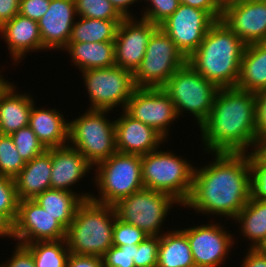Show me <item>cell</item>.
<instances>
[{
  "mask_svg": "<svg viewBox=\"0 0 266 267\" xmlns=\"http://www.w3.org/2000/svg\"><path fill=\"white\" fill-rule=\"evenodd\" d=\"M258 142L266 137V90L255 93Z\"/></svg>",
  "mask_w": 266,
  "mask_h": 267,
  "instance_id": "b9f144b4",
  "label": "cell"
},
{
  "mask_svg": "<svg viewBox=\"0 0 266 267\" xmlns=\"http://www.w3.org/2000/svg\"><path fill=\"white\" fill-rule=\"evenodd\" d=\"M6 80L3 78L2 74H0V87Z\"/></svg>",
  "mask_w": 266,
  "mask_h": 267,
  "instance_id": "db71d44e",
  "label": "cell"
},
{
  "mask_svg": "<svg viewBox=\"0 0 266 267\" xmlns=\"http://www.w3.org/2000/svg\"><path fill=\"white\" fill-rule=\"evenodd\" d=\"M215 22L206 11L179 4L177 10L159 27L174 41L183 55L189 58Z\"/></svg>",
  "mask_w": 266,
  "mask_h": 267,
  "instance_id": "7c38bea8",
  "label": "cell"
},
{
  "mask_svg": "<svg viewBox=\"0 0 266 267\" xmlns=\"http://www.w3.org/2000/svg\"><path fill=\"white\" fill-rule=\"evenodd\" d=\"M218 89L188 62L163 87L174 103L177 116L183 114V111H189L197 119L199 127L212 110Z\"/></svg>",
  "mask_w": 266,
  "mask_h": 267,
  "instance_id": "ba28073f",
  "label": "cell"
},
{
  "mask_svg": "<svg viewBox=\"0 0 266 267\" xmlns=\"http://www.w3.org/2000/svg\"><path fill=\"white\" fill-rule=\"evenodd\" d=\"M234 219L241 224L242 236L252 242L250 248H257L266 238V200L250 197Z\"/></svg>",
  "mask_w": 266,
  "mask_h": 267,
  "instance_id": "f1b7e54d",
  "label": "cell"
},
{
  "mask_svg": "<svg viewBox=\"0 0 266 267\" xmlns=\"http://www.w3.org/2000/svg\"><path fill=\"white\" fill-rule=\"evenodd\" d=\"M33 107L29 127L46 149L62 147L69 143V122L55 109Z\"/></svg>",
  "mask_w": 266,
  "mask_h": 267,
  "instance_id": "cb8c5ba5",
  "label": "cell"
},
{
  "mask_svg": "<svg viewBox=\"0 0 266 267\" xmlns=\"http://www.w3.org/2000/svg\"><path fill=\"white\" fill-rule=\"evenodd\" d=\"M109 1L124 18H134V16H132L129 13L128 8L130 5L137 2L138 0H109Z\"/></svg>",
  "mask_w": 266,
  "mask_h": 267,
  "instance_id": "c3c4849f",
  "label": "cell"
},
{
  "mask_svg": "<svg viewBox=\"0 0 266 267\" xmlns=\"http://www.w3.org/2000/svg\"><path fill=\"white\" fill-rule=\"evenodd\" d=\"M221 21L246 45L266 42V0H239L222 12Z\"/></svg>",
  "mask_w": 266,
  "mask_h": 267,
  "instance_id": "e0dca14e",
  "label": "cell"
},
{
  "mask_svg": "<svg viewBox=\"0 0 266 267\" xmlns=\"http://www.w3.org/2000/svg\"><path fill=\"white\" fill-rule=\"evenodd\" d=\"M241 263V267H266V254H263L257 248L249 247Z\"/></svg>",
  "mask_w": 266,
  "mask_h": 267,
  "instance_id": "7dc6e473",
  "label": "cell"
},
{
  "mask_svg": "<svg viewBox=\"0 0 266 267\" xmlns=\"http://www.w3.org/2000/svg\"><path fill=\"white\" fill-rule=\"evenodd\" d=\"M124 111L154 128L165 140L169 136L168 127L178 118L174 103L163 88H136Z\"/></svg>",
  "mask_w": 266,
  "mask_h": 267,
  "instance_id": "4fadbf2b",
  "label": "cell"
},
{
  "mask_svg": "<svg viewBox=\"0 0 266 267\" xmlns=\"http://www.w3.org/2000/svg\"><path fill=\"white\" fill-rule=\"evenodd\" d=\"M149 235L140 230L136 226L115 218L113 227V246L120 247L125 245H138L144 241Z\"/></svg>",
  "mask_w": 266,
  "mask_h": 267,
  "instance_id": "8d00e7d4",
  "label": "cell"
},
{
  "mask_svg": "<svg viewBox=\"0 0 266 267\" xmlns=\"http://www.w3.org/2000/svg\"><path fill=\"white\" fill-rule=\"evenodd\" d=\"M139 20L124 18L118 24L114 40L116 66L133 74L144 58L152 33L158 28L149 21L140 18Z\"/></svg>",
  "mask_w": 266,
  "mask_h": 267,
  "instance_id": "9a60e30c",
  "label": "cell"
},
{
  "mask_svg": "<svg viewBox=\"0 0 266 267\" xmlns=\"http://www.w3.org/2000/svg\"><path fill=\"white\" fill-rule=\"evenodd\" d=\"M74 0H51L48 11L38 21L43 50L65 49L76 20Z\"/></svg>",
  "mask_w": 266,
  "mask_h": 267,
  "instance_id": "ac0fdd59",
  "label": "cell"
},
{
  "mask_svg": "<svg viewBox=\"0 0 266 267\" xmlns=\"http://www.w3.org/2000/svg\"><path fill=\"white\" fill-rule=\"evenodd\" d=\"M122 20H102L80 17L75 22L68 42L114 41L118 24Z\"/></svg>",
  "mask_w": 266,
  "mask_h": 267,
  "instance_id": "f546056e",
  "label": "cell"
},
{
  "mask_svg": "<svg viewBox=\"0 0 266 267\" xmlns=\"http://www.w3.org/2000/svg\"><path fill=\"white\" fill-rule=\"evenodd\" d=\"M107 110L88 109L69 122V143L92 165L117 152L115 121L108 120Z\"/></svg>",
  "mask_w": 266,
  "mask_h": 267,
  "instance_id": "52a82bcc",
  "label": "cell"
},
{
  "mask_svg": "<svg viewBox=\"0 0 266 267\" xmlns=\"http://www.w3.org/2000/svg\"><path fill=\"white\" fill-rule=\"evenodd\" d=\"M10 136L25 163L43 154L47 150L29 126L20 128Z\"/></svg>",
  "mask_w": 266,
  "mask_h": 267,
  "instance_id": "836d02e7",
  "label": "cell"
},
{
  "mask_svg": "<svg viewBox=\"0 0 266 267\" xmlns=\"http://www.w3.org/2000/svg\"><path fill=\"white\" fill-rule=\"evenodd\" d=\"M135 245L112 246L103 256L104 267H135Z\"/></svg>",
  "mask_w": 266,
  "mask_h": 267,
  "instance_id": "ab89813d",
  "label": "cell"
},
{
  "mask_svg": "<svg viewBox=\"0 0 266 267\" xmlns=\"http://www.w3.org/2000/svg\"><path fill=\"white\" fill-rule=\"evenodd\" d=\"M248 160L251 172V197L266 200V158L257 150H250Z\"/></svg>",
  "mask_w": 266,
  "mask_h": 267,
  "instance_id": "e575fe53",
  "label": "cell"
},
{
  "mask_svg": "<svg viewBox=\"0 0 266 267\" xmlns=\"http://www.w3.org/2000/svg\"><path fill=\"white\" fill-rule=\"evenodd\" d=\"M257 151L266 158V137L260 141Z\"/></svg>",
  "mask_w": 266,
  "mask_h": 267,
  "instance_id": "816d5d0a",
  "label": "cell"
},
{
  "mask_svg": "<svg viewBox=\"0 0 266 267\" xmlns=\"http://www.w3.org/2000/svg\"><path fill=\"white\" fill-rule=\"evenodd\" d=\"M204 149L214 153H246L259 147L255 93L236 87L219 88L213 108L200 125Z\"/></svg>",
  "mask_w": 266,
  "mask_h": 267,
  "instance_id": "7a4b0ae2",
  "label": "cell"
},
{
  "mask_svg": "<svg viewBox=\"0 0 266 267\" xmlns=\"http://www.w3.org/2000/svg\"><path fill=\"white\" fill-rule=\"evenodd\" d=\"M51 0H20L19 14L38 22L49 9Z\"/></svg>",
  "mask_w": 266,
  "mask_h": 267,
  "instance_id": "60d3db41",
  "label": "cell"
},
{
  "mask_svg": "<svg viewBox=\"0 0 266 267\" xmlns=\"http://www.w3.org/2000/svg\"><path fill=\"white\" fill-rule=\"evenodd\" d=\"M96 167L95 184L100 196L92 195L94 202L114 206L144 188L140 155L115 152Z\"/></svg>",
  "mask_w": 266,
  "mask_h": 267,
  "instance_id": "8992f818",
  "label": "cell"
},
{
  "mask_svg": "<svg viewBox=\"0 0 266 267\" xmlns=\"http://www.w3.org/2000/svg\"><path fill=\"white\" fill-rule=\"evenodd\" d=\"M67 229L34 200H20L13 224V237L19 244L66 239Z\"/></svg>",
  "mask_w": 266,
  "mask_h": 267,
  "instance_id": "5bb4252c",
  "label": "cell"
},
{
  "mask_svg": "<svg viewBox=\"0 0 266 267\" xmlns=\"http://www.w3.org/2000/svg\"><path fill=\"white\" fill-rule=\"evenodd\" d=\"M214 157L203 168H194L192 191L183 206L234 220L251 197L248 154L215 153Z\"/></svg>",
  "mask_w": 266,
  "mask_h": 267,
  "instance_id": "6da1fadb",
  "label": "cell"
},
{
  "mask_svg": "<svg viewBox=\"0 0 266 267\" xmlns=\"http://www.w3.org/2000/svg\"><path fill=\"white\" fill-rule=\"evenodd\" d=\"M12 59L17 62L30 51L43 49L38 22L17 14L0 27Z\"/></svg>",
  "mask_w": 266,
  "mask_h": 267,
  "instance_id": "44dd1931",
  "label": "cell"
},
{
  "mask_svg": "<svg viewBox=\"0 0 266 267\" xmlns=\"http://www.w3.org/2000/svg\"><path fill=\"white\" fill-rule=\"evenodd\" d=\"M82 75L92 103L89 109L112 111L121 105L124 110L136 89L133 73L118 66L89 69Z\"/></svg>",
  "mask_w": 266,
  "mask_h": 267,
  "instance_id": "8fae6325",
  "label": "cell"
},
{
  "mask_svg": "<svg viewBox=\"0 0 266 267\" xmlns=\"http://www.w3.org/2000/svg\"><path fill=\"white\" fill-rule=\"evenodd\" d=\"M178 203L169 194L143 188L120 200L114 208L121 221L136 226L149 236H160L169 209Z\"/></svg>",
  "mask_w": 266,
  "mask_h": 267,
  "instance_id": "30bf717a",
  "label": "cell"
},
{
  "mask_svg": "<svg viewBox=\"0 0 266 267\" xmlns=\"http://www.w3.org/2000/svg\"><path fill=\"white\" fill-rule=\"evenodd\" d=\"M48 189L40 193L34 201L59 221L66 229L72 223L78 206L91 198V194Z\"/></svg>",
  "mask_w": 266,
  "mask_h": 267,
  "instance_id": "4316f807",
  "label": "cell"
},
{
  "mask_svg": "<svg viewBox=\"0 0 266 267\" xmlns=\"http://www.w3.org/2000/svg\"><path fill=\"white\" fill-rule=\"evenodd\" d=\"M223 228L215 223L182 229L196 267H218L224 262L234 244V237Z\"/></svg>",
  "mask_w": 266,
  "mask_h": 267,
  "instance_id": "2e32d148",
  "label": "cell"
},
{
  "mask_svg": "<svg viewBox=\"0 0 266 267\" xmlns=\"http://www.w3.org/2000/svg\"><path fill=\"white\" fill-rule=\"evenodd\" d=\"M24 166L12 137L0 134V176L14 179Z\"/></svg>",
  "mask_w": 266,
  "mask_h": 267,
  "instance_id": "1f68e13d",
  "label": "cell"
},
{
  "mask_svg": "<svg viewBox=\"0 0 266 267\" xmlns=\"http://www.w3.org/2000/svg\"><path fill=\"white\" fill-rule=\"evenodd\" d=\"M20 0H0V27L19 14Z\"/></svg>",
  "mask_w": 266,
  "mask_h": 267,
  "instance_id": "bcb514c9",
  "label": "cell"
},
{
  "mask_svg": "<svg viewBox=\"0 0 266 267\" xmlns=\"http://www.w3.org/2000/svg\"><path fill=\"white\" fill-rule=\"evenodd\" d=\"M178 2L206 11L215 21L221 20L222 11L214 4L213 0H178Z\"/></svg>",
  "mask_w": 266,
  "mask_h": 267,
  "instance_id": "f6af8a7d",
  "label": "cell"
},
{
  "mask_svg": "<svg viewBox=\"0 0 266 267\" xmlns=\"http://www.w3.org/2000/svg\"><path fill=\"white\" fill-rule=\"evenodd\" d=\"M257 249L263 254H266V238L261 242Z\"/></svg>",
  "mask_w": 266,
  "mask_h": 267,
  "instance_id": "f5cc1de1",
  "label": "cell"
},
{
  "mask_svg": "<svg viewBox=\"0 0 266 267\" xmlns=\"http://www.w3.org/2000/svg\"><path fill=\"white\" fill-rule=\"evenodd\" d=\"M194 168L188 160L167 150L141 156L144 188L169 194L181 207L190 197Z\"/></svg>",
  "mask_w": 266,
  "mask_h": 267,
  "instance_id": "5b68a950",
  "label": "cell"
},
{
  "mask_svg": "<svg viewBox=\"0 0 266 267\" xmlns=\"http://www.w3.org/2000/svg\"><path fill=\"white\" fill-rule=\"evenodd\" d=\"M48 150L52 160L51 189L73 192L70 186L79 182L93 168L92 165L77 149L68 144Z\"/></svg>",
  "mask_w": 266,
  "mask_h": 267,
  "instance_id": "ffe728a7",
  "label": "cell"
},
{
  "mask_svg": "<svg viewBox=\"0 0 266 267\" xmlns=\"http://www.w3.org/2000/svg\"><path fill=\"white\" fill-rule=\"evenodd\" d=\"M25 246L31 251L36 267H66L70 254L66 239L37 241Z\"/></svg>",
  "mask_w": 266,
  "mask_h": 267,
  "instance_id": "4dcf8cb0",
  "label": "cell"
},
{
  "mask_svg": "<svg viewBox=\"0 0 266 267\" xmlns=\"http://www.w3.org/2000/svg\"><path fill=\"white\" fill-rule=\"evenodd\" d=\"M66 267H104L102 257L70 253Z\"/></svg>",
  "mask_w": 266,
  "mask_h": 267,
  "instance_id": "ee69618b",
  "label": "cell"
},
{
  "mask_svg": "<svg viewBox=\"0 0 266 267\" xmlns=\"http://www.w3.org/2000/svg\"><path fill=\"white\" fill-rule=\"evenodd\" d=\"M114 206L84 200L67 229L70 253L102 257L113 246Z\"/></svg>",
  "mask_w": 266,
  "mask_h": 267,
  "instance_id": "277c9868",
  "label": "cell"
},
{
  "mask_svg": "<svg viewBox=\"0 0 266 267\" xmlns=\"http://www.w3.org/2000/svg\"><path fill=\"white\" fill-rule=\"evenodd\" d=\"M115 133L117 152L125 154L146 155L166 141L154 128L133 119L124 110L115 120Z\"/></svg>",
  "mask_w": 266,
  "mask_h": 267,
  "instance_id": "d6986e66",
  "label": "cell"
},
{
  "mask_svg": "<svg viewBox=\"0 0 266 267\" xmlns=\"http://www.w3.org/2000/svg\"><path fill=\"white\" fill-rule=\"evenodd\" d=\"M15 247L11 259L0 267H36L33 255L25 245L17 243Z\"/></svg>",
  "mask_w": 266,
  "mask_h": 267,
  "instance_id": "7bdbcfd3",
  "label": "cell"
},
{
  "mask_svg": "<svg viewBox=\"0 0 266 267\" xmlns=\"http://www.w3.org/2000/svg\"><path fill=\"white\" fill-rule=\"evenodd\" d=\"M157 267H196L182 229L160 234Z\"/></svg>",
  "mask_w": 266,
  "mask_h": 267,
  "instance_id": "83f0119b",
  "label": "cell"
},
{
  "mask_svg": "<svg viewBox=\"0 0 266 267\" xmlns=\"http://www.w3.org/2000/svg\"><path fill=\"white\" fill-rule=\"evenodd\" d=\"M239 0H213L214 4L223 12L226 8L234 5Z\"/></svg>",
  "mask_w": 266,
  "mask_h": 267,
  "instance_id": "f907efd6",
  "label": "cell"
},
{
  "mask_svg": "<svg viewBox=\"0 0 266 267\" xmlns=\"http://www.w3.org/2000/svg\"><path fill=\"white\" fill-rule=\"evenodd\" d=\"M51 169V152L48 149L43 154L26 162L14 178L19 201L34 200L40 193L51 189Z\"/></svg>",
  "mask_w": 266,
  "mask_h": 267,
  "instance_id": "603a6c76",
  "label": "cell"
},
{
  "mask_svg": "<svg viewBox=\"0 0 266 267\" xmlns=\"http://www.w3.org/2000/svg\"><path fill=\"white\" fill-rule=\"evenodd\" d=\"M187 63L174 41L158 27L151 35L138 69L134 72L136 88H163L169 78Z\"/></svg>",
  "mask_w": 266,
  "mask_h": 267,
  "instance_id": "9c48e42d",
  "label": "cell"
},
{
  "mask_svg": "<svg viewBox=\"0 0 266 267\" xmlns=\"http://www.w3.org/2000/svg\"><path fill=\"white\" fill-rule=\"evenodd\" d=\"M236 88L252 93L266 90V42L246 45Z\"/></svg>",
  "mask_w": 266,
  "mask_h": 267,
  "instance_id": "d4e9b609",
  "label": "cell"
},
{
  "mask_svg": "<svg viewBox=\"0 0 266 267\" xmlns=\"http://www.w3.org/2000/svg\"><path fill=\"white\" fill-rule=\"evenodd\" d=\"M159 236H148L135 245V267H157Z\"/></svg>",
  "mask_w": 266,
  "mask_h": 267,
  "instance_id": "74e56055",
  "label": "cell"
},
{
  "mask_svg": "<svg viewBox=\"0 0 266 267\" xmlns=\"http://www.w3.org/2000/svg\"><path fill=\"white\" fill-rule=\"evenodd\" d=\"M245 47L221 20L216 21L187 62L218 88L236 87Z\"/></svg>",
  "mask_w": 266,
  "mask_h": 267,
  "instance_id": "3957f363",
  "label": "cell"
},
{
  "mask_svg": "<svg viewBox=\"0 0 266 267\" xmlns=\"http://www.w3.org/2000/svg\"><path fill=\"white\" fill-rule=\"evenodd\" d=\"M13 83L5 81L0 87V133L11 135L29 125L34 100L28 94L15 93Z\"/></svg>",
  "mask_w": 266,
  "mask_h": 267,
  "instance_id": "7402d4cb",
  "label": "cell"
},
{
  "mask_svg": "<svg viewBox=\"0 0 266 267\" xmlns=\"http://www.w3.org/2000/svg\"><path fill=\"white\" fill-rule=\"evenodd\" d=\"M146 1V0H145ZM150 2V7L142 13L141 19L149 21L158 27L165 22L178 8V0H147Z\"/></svg>",
  "mask_w": 266,
  "mask_h": 267,
  "instance_id": "f35d334b",
  "label": "cell"
},
{
  "mask_svg": "<svg viewBox=\"0 0 266 267\" xmlns=\"http://www.w3.org/2000/svg\"><path fill=\"white\" fill-rule=\"evenodd\" d=\"M13 237V225L0 214V237Z\"/></svg>",
  "mask_w": 266,
  "mask_h": 267,
  "instance_id": "681fc988",
  "label": "cell"
},
{
  "mask_svg": "<svg viewBox=\"0 0 266 267\" xmlns=\"http://www.w3.org/2000/svg\"><path fill=\"white\" fill-rule=\"evenodd\" d=\"M18 202L14 179L0 176V214L12 225L17 218Z\"/></svg>",
  "mask_w": 266,
  "mask_h": 267,
  "instance_id": "d590c367",
  "label": "cell"
},
{
  "mask_svg": "<svg viewBox=\"0 0 266 267\" xmlns=\"http://www.w3.org/2000/svg\"><path fill=\"white\" fill-rule=\"evenodd\" d=\"M74 2L78 17L102 20L124 19L109 0H74Z\"/></svg>",
  "mask_w": 266,
  "mask_h": 267,
  "instance_id": "d6a6232c",
  "label": "cell"
},
{
  "mask_svg": "<svg viewBox=\"0 0 266 267\" xmlns=\"http://www.w3.org/2000/svg\"><path fill=\"white\" fill-rule=\"evenodd\" d=\"M67 51L80 71L116 66L114 41L68 42Z\"/></svg>",
  "mask_w": 266,
  "mask_h": 267,
  "instance_id": "484cf974",
  "label": "cell"
}]
</instances>
